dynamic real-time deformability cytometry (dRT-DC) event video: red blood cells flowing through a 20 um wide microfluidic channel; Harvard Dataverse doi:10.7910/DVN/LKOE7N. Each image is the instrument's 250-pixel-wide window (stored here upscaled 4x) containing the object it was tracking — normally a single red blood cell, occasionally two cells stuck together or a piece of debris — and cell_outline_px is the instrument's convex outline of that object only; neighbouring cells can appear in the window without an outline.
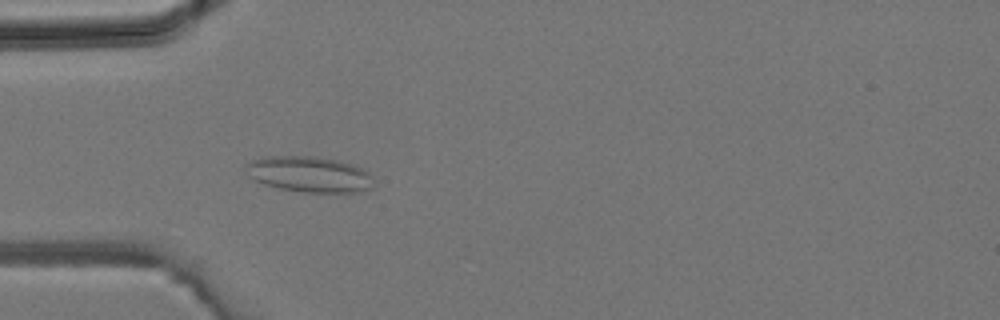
{"species": "common noctule bat (a hibernating species)", "species_latin": "Nyctalus noctula", "temperature_condition": "room temperature", "stored_images_in_passage": 22, "camera_frame_rate_fps": 3000, "um_per_image_px": 0.085, "animal": {"sex": "male", "body_mass_g": 19.2, "forearm_length_mm": 51.8}, "frame": {"image": 1, "passage_image": 12, "time_ms": 3.667, "image_size_px": [1000, 320], "cell_outline_px": [[372, 188], [360, 192], [304, 192], [280, 188], [264, 184], [248, 176], [244, 168], [244, 164], [252, 160], [264, 156], [312, 156], [336, 160], [352, 164], [368, 172], [372, 176]], "centroid_in_image_um": [26.25, 14.81], "position_along_channel_um": 58.7, "area_um2": 26.65}}
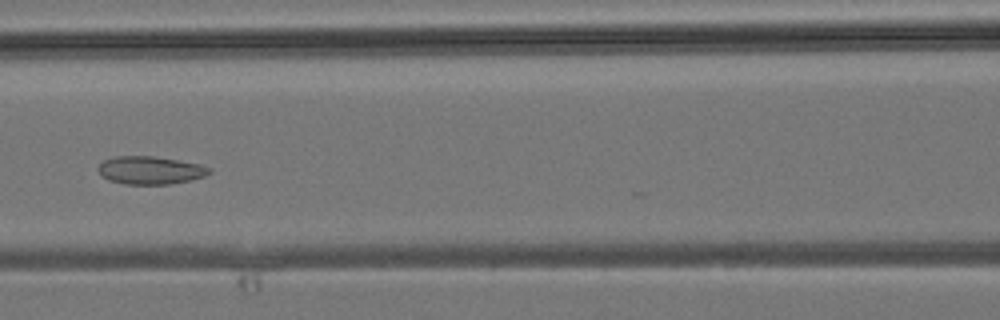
{"frame": {"image": 2, "passage_image": 18, "time_ms": 5.667, "image_size_px": [1000, 320], "cell_outline_px": [[212, 172], [204, 176], [188, 180], [168, 184], [124, 184], [108, 180], [100, 176], [96, 168], [104, 160], [112, 156], [152, 156], [200, 164], [212, 168]], "centroid_in_image_um": [12.72, 14.47], "position_along_channel_um": 153.9, "area_um2": 18.15}}
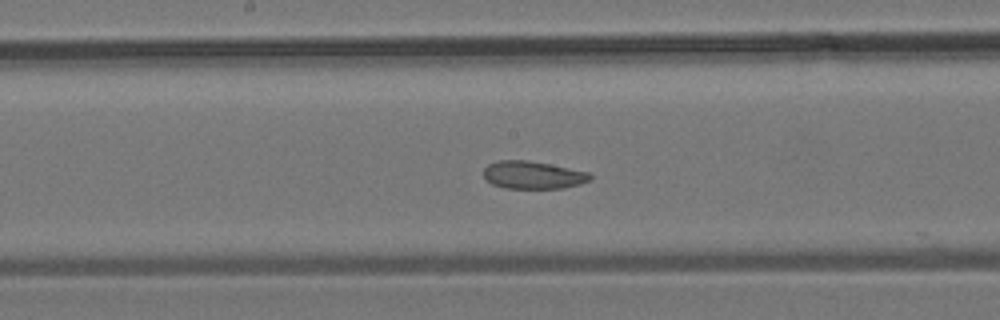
{"frame": {"image": 3, "passage_image": 21, "time_ms": 6.667, "image_size_px": [1000, 320], "cell_outline_px": [[592, 180], [580, 184], [564, 188], [504, 188], [492, 184], [484, 180], [484, 168], [488, 164], [500, 160], [528, 160], [588, 172], [592, 176]], "centroid_in_image_um": [45.28, 14.88], "position_along_channel_um": 202.9, "area_um2": 17.22}}